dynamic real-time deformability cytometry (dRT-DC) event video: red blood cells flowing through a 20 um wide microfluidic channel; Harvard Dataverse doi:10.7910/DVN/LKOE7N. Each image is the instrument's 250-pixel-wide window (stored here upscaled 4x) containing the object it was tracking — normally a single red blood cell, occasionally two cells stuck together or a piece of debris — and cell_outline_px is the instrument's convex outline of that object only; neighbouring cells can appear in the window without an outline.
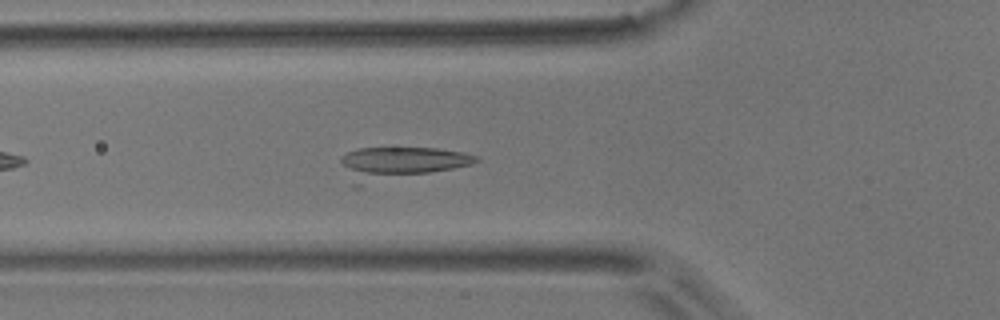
{"species": "common noctule bat (a hibernating species)", "species_latin": "Nyctalus noctula", "temperature_condition": "room temperature", "stored_images_in_passage": 27, "camera_frame_rate_fps": 3000, "um_per_image_px": 0.085, "animal": {"sex": "male", "body_mass_g": 17.9}, "frame": {"image": 1, "passage_image": 7, "time_ms": 2.0, "image_size_px": [1000, 320], "cell_outline_px": [[480, 160], [472, 164], [360, 188], [352, 188], [340, 160], [340, 156], [356, 148], [436, 148], [464, 152], [480, 156]], "centroid_in_image_um": [33.92, 13.92], "position_along_channel_um": 91.9, "area_um2": 26.47}}
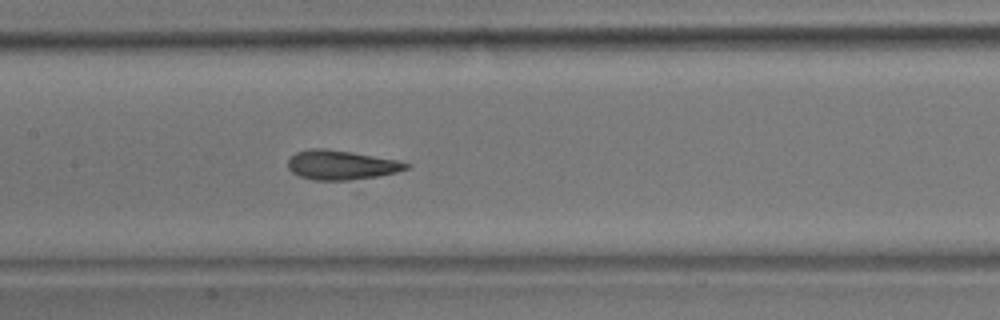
{"frame": {"image": 2, "passage_image": 14, "time_ms": 4.333, "image_size_px": [1000, 320], "cell_outline_px": [[412, 164], [408, 168], [360, 192], [356, 192], [312, 180], [300, 176], [292, 172], [288, 168], [288, 160], [296, 152], [312, 148], [324, 148], [352, 152], [396, 160]], "centroid_in_image_um": [29.25, 14.28], "position_along_channel_um": 178.2, "area_um2": 24.45}}
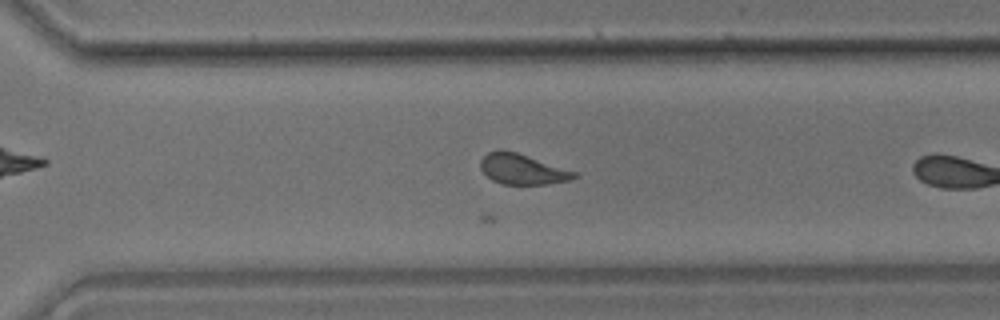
{"frame": {"image": 3, "passage_image": 23, "time_ms": 7.333, "image_size_px": [1000, 320], "cell_outline_px": [[580, 176], [572, 180], [544, 184], [500, 184], [492, 180], [480, 168], [480, 160], [488, 152], [500, 148], [516, 152], [576, 172]], "centroid_in_image_um": [44.38, 14.38], "position_along_channel_um": 326.2, "area_um2": 16.59}}